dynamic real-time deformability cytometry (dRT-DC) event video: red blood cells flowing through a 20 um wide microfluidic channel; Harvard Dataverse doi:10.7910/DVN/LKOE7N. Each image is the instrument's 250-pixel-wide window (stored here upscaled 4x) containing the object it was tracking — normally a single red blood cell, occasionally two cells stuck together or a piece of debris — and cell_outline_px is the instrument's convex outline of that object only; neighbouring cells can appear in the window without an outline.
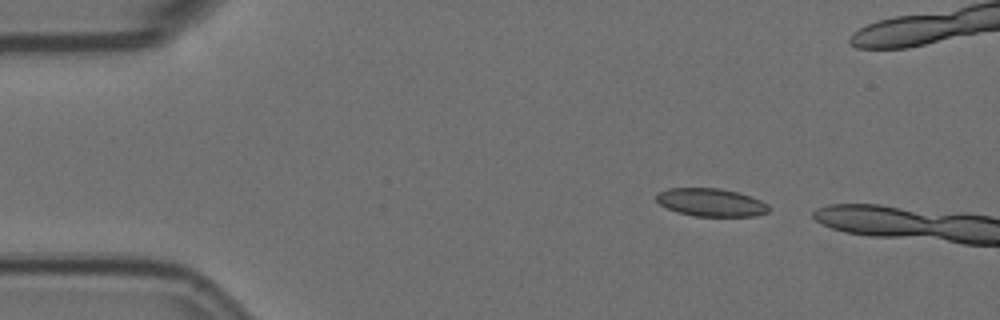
{"species": "Egyptian fruit bat (a non-hibernating species)", "species_latin": "Rousettus aegyptiacus", "temperature_condition": "room temperature", "stored_images_in_passage": 3, "camera_frame_rate_fps": 3000, "um_per_image_px": 0.085, "animal": {"sex": "female"}, "frame": {"image": 1, "passage_image": 2, "time_ms": 0.333, "image_size_px": [1000, 320], "cell_outline_px": [[768, 212], [756, 216], [692, 216], [676, 212], [660, 204], [656, 200], [656, 196], [660, 192], [668, 188], [720, 188], [740, 192], [752, 196], [768, 204]], "centroid_in_image_um": [60.45, 17.2], "position_along_channel_um": 24.5, "area_um2": 18.44}}